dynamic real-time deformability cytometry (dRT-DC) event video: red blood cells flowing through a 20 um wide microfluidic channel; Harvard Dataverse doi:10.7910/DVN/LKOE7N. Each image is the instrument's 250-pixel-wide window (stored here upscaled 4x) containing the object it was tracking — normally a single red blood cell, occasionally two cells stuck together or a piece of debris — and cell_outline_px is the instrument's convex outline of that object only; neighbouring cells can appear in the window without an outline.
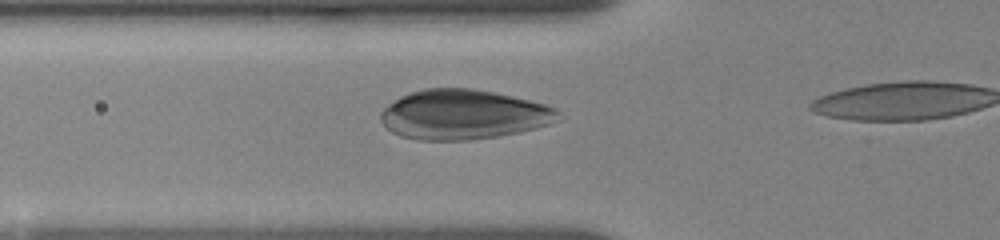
{"species": "human", "species_latin": "Homo sapiens", "temperature_condition": "room temperature", "stored_images_in_passage": 29, "camera_frame_rate_fps": 3000, "um_per_image_px": 0.085, "donor": {"sex": "female"}, "frame": {"image": 1, "passage_image": 14, "time_ms": 3.333, "image_size_px": [1000, 240], "cell_outline_px": [[560, 112], [548, 124], [536, 128], [520, 132], [496, 136], [468, 140], [416, 140], [400, 136], [392, 132], [380, 120], [380, 112], [388, 104], [400, 96], [424, 88], [472, 88], [512, 96], [544, 104]], "centroid_in_image_um": [39.3, 9.74], "position_along_channel_um": 86.5, "area_um2": 50.98}}
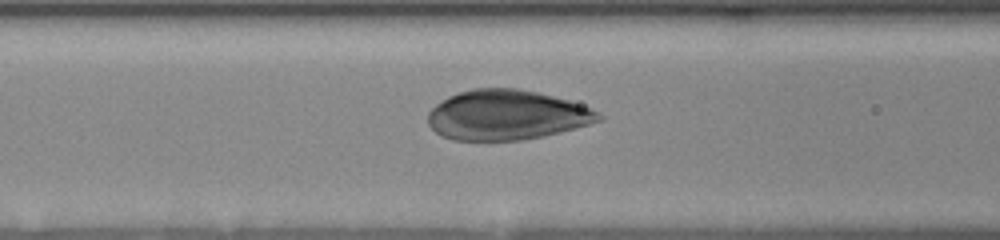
{"frame": {"image": 2, "passage_image": 18, "time_ms": 4.333, "image_size_px": [1000, 240], "cell_outline_px": [[604, 116], [600, 120], [588, 124], [560, 132], [520, 140], [452, 140], [440, 136], [428, 124], [428, 112], [436, 104], [448, 96], [472, 88], [516, 88], [536, 92], [568, 100], [592, 108]], "centroid_in_image_um": [43.03, 9.77], "position_along_channel_um": 123.6, "area_um2": 49.42}}
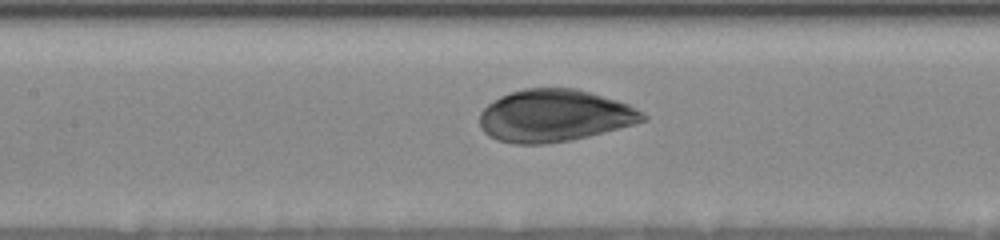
{"frame": {"image": 3, "passage_image": 23, "time_ms": 5.333, "image_size_px": [1000, 240], "cell_outline_px": [[648, 120], [588, 136], [572, 140], [548, 144], [516, 144], [496, 140], [488, 136], [480, 128], [480, 112], [488, 104], [500, 96], [524, 88], [576, 88], [616, 100], [628, 104], [648, 116]], "centroid_in_image_um": [47.1, 9.84], "position_along_channel_um": 160.3, "area_um2": 49.65}}